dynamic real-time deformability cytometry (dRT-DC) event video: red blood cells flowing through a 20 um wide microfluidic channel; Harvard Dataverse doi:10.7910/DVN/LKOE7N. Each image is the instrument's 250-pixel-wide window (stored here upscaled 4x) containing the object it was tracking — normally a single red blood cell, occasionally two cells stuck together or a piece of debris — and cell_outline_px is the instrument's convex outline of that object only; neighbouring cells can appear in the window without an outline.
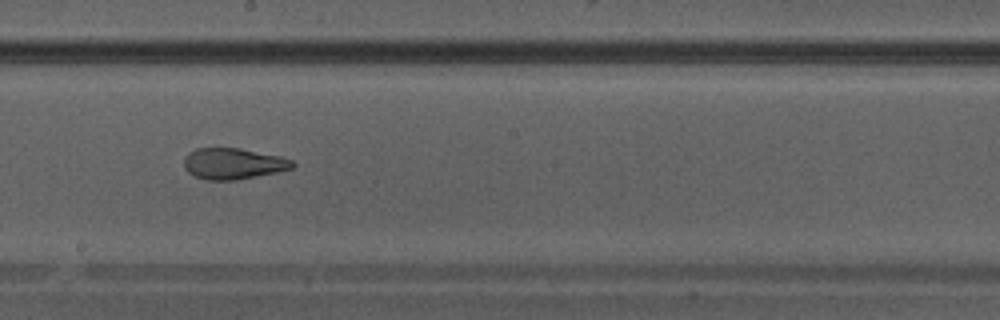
{"species": "Egyptian fruit bat (a non-hibernating species)", "species_latin": "Rousettus aegyptiacus", "temperature_condition": "warm", "stored_images_in_passage": 40, "camera_frame_rate_fps": 3000, "um_per_image_px": 0.085, "animal": {"sex": "male"}, "frame": {"image": 1, "passage_image": 23, "time_ms": 7.333, "image_size_px": [1000, 320], "cell_outline_px": [[296, 164], [292, 168], [276, 172], [236, 180], [204, 180], [188, 172], [184, 168], [184, 156], [188, 152], [196, 148], [240, 148], [280, 156], [292, 160]], "centroid_in_image_um": [19.8, 13.9], "position_along_channel_um": 228.4, "area_um2": 19.71}}